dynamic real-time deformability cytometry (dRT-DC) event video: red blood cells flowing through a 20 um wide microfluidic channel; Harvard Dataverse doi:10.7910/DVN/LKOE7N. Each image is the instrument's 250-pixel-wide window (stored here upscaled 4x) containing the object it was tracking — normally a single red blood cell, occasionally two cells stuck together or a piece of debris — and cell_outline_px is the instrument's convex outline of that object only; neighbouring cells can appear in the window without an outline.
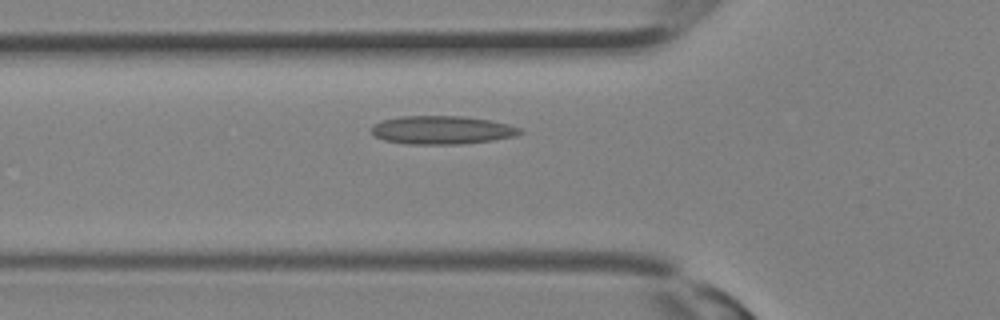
{"species": "Egyptian fruit bat (a non-hibernating species)", "species_latin": "Rousettus aegyptiacus", "temperature_condition": "room temperature", "stored_images_in_passage": 28, "camera_frame_rate_fps": 3000, "um_per_image_px": 0.085, "animal": {"sex": "female"}, "frame": {"image": 1, "passage_image": 9, "time_ms": 2.667, "image_size_px": [1000, 320], "cell_outline_px": [[524, 132], [516, 136], [492, 140], [460, 144], [408, 144], [384, 140], [376, 136], [372, 132], [372, 124], [380, 120], [400, 116], [464, 116], [492, 120], [508, 124], [520, 128]], "centroid_in_image_um": [37.57, 11.04], "position_along_channel_um": 88.2, "area_um2": 24.68}}
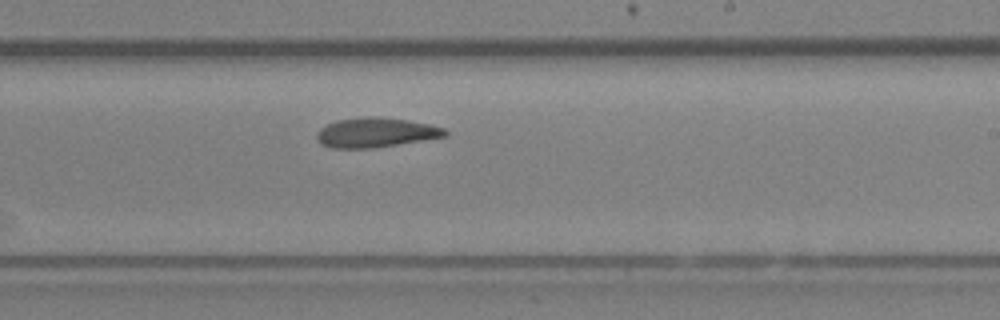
{"frame": {"image": 2, "passage_image": 17, "time_ms": 5.333, "image_size_px": [1000, 320], "cell_outline_px": [[448, 136], [372, 148], [332, 148], [320, 144], [316, 140], [316, 132], [320, 128], [336, 120], [364, 116], [372, 116], [408, 120], [432, 124], [444, 128], [448, 132]], "centroid_in_image_um": [31.92, 11.26], "position_along_channel_um": 257.1, "area_um2": 22.31}}
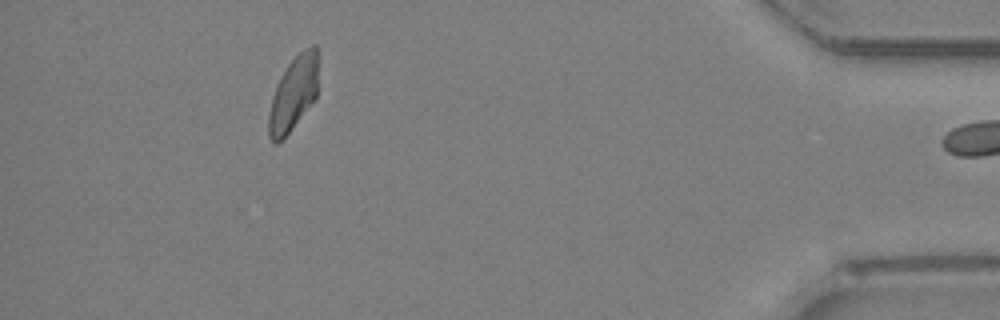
{"frame": {"image": 3, "passage_image": 27, "time_ms": 8.667, "image_size_px": [1000, 320], "cell_outline_px": [[316, 100], [292, 128], [276, 144], [268, 136], [268, 112], [272, 96], [280, 76], [288, 64], [304, 48], [312, 44], [316, 44]], "centroid_in_image_um": [24.91, 7.97], "position_along_channel_um": 410.3, "area_um2": 21.15}}